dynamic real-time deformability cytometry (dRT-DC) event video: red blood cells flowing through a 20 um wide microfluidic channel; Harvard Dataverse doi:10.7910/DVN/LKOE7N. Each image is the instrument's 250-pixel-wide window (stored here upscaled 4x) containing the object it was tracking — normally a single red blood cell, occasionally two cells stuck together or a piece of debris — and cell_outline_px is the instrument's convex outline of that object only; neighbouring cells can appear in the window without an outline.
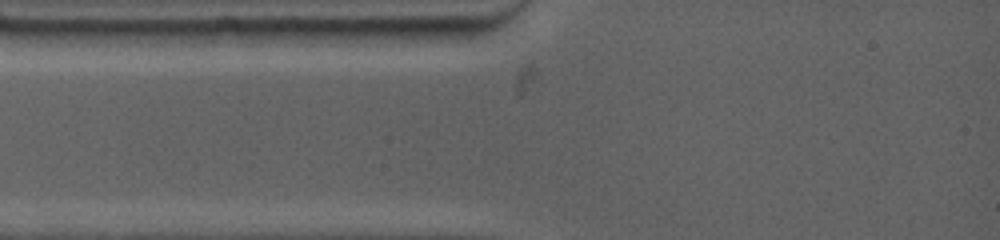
{"species": "common noctule bat (a hibernating species)", "species_latin": "Nyctalus noctula", "temperature_condition": "warm", "stored_images_in_passage": 3, "camera_frame_rate_fps": 4500, "um_per_image_px": 0.085, "animal": {"sex": "female", "body_mass_g": 19.0, "forearm_length_mm": 53.3}, "frame": {"image": 1, "passage_image": 1, "time_ms": 0.0, "image_size_px": [1000, 240], "cell_outline_px": [[480, 28], [472, 36], [456, 44], [368, 44], [360, 32], [364, 28]], "centroid_in_image_um": [35.44, 3.03], "position_along_channel_um": 49.6, "area_um2": 12.31}}